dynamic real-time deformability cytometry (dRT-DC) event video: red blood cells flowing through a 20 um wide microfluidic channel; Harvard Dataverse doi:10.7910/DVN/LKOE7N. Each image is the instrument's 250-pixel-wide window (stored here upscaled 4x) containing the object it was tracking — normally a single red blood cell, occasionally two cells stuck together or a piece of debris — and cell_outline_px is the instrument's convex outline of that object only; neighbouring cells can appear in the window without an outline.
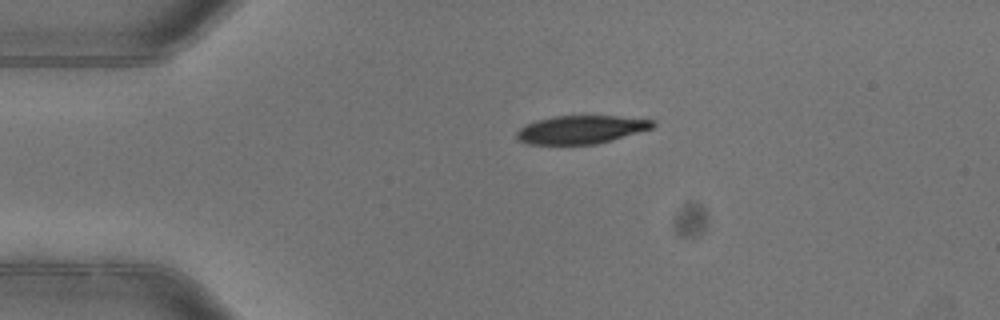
{"species": "common noctule bat (a hibernating species)", "species_latin": "Nyctalus noctula", "temperature_condition": "warm", "stored_images_in_passage": 2, "camera_frame_rate_fps": 3000, "um_per_image_px": 0.085, "animal": {"sex": "female"}, "frame": {"image": 1, "passage_image": 1, "time_ms": 0.0, "image_size_px": [1000, 320], "cell_outline_px": [[656, 124], [652, 128], [612, 140], [596, 144], [528, 144], [516, 140], [516, 132], [520, 128], [536, 120], [556, 116], [616, 116], [656, 120]], "centroid_in_image_um": [49.39, 11.01], "position_along_channel_um": 35.6, "area_um2": 22.31}}
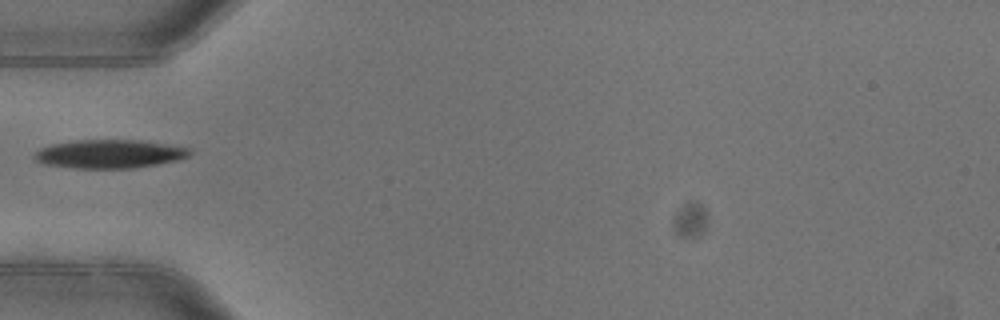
{"frame": {"image": 2, "passage_image": 2, "time_ms": 0.333, "image_size_px": [1000, 320], "cell_outline_px": [[192, 152], [188, 156], [176, 160], [160, 164], [136, 168], [72, 168], [44, 164], [36, 160], [32, 156], [40, 148], [52, 144], [76, 140], [144, 140], [188, 148]], "centroid_in_image_um": [9.29, 13.08], "position_along_channel_um": 75.7, "area_um2": 25.89}}